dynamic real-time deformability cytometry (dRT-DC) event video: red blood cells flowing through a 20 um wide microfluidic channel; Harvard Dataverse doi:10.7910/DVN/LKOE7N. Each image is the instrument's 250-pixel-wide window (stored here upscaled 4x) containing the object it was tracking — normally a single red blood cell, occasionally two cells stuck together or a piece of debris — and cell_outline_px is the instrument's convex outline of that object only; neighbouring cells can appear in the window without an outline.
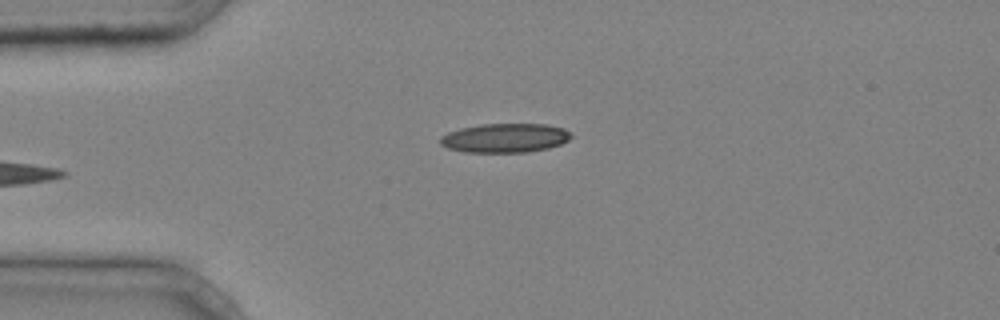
{"species": "common noctule bat (a hibernating species)", "species_latin": "Nyctalus noctula", "temperature_condition": "cold", "stored_images_in_passage": 33, "camera_frame_rate_fps": 3000, "um_per_image_px": 0.085, "animal": {"sex": "male", "body_mass_g": 20.4}, "frame": {"image": 1, "passage_image": 1, "time_ms": 0.0, "image_size_px": [1000, 320], "cell_outline_px": [[572, 136], [568, 140], [560, 144], [548, 148], [528, 152], [464, 152], [448, 148], [440, 144], [440, 136], [448, 132], [460, 128], [480, 124], [548, 124], [564, 128]], "centroid_in_image_um": [42.9, 11.72], "position_along_channel_um": 42.1, "area_um2": 22.25}}
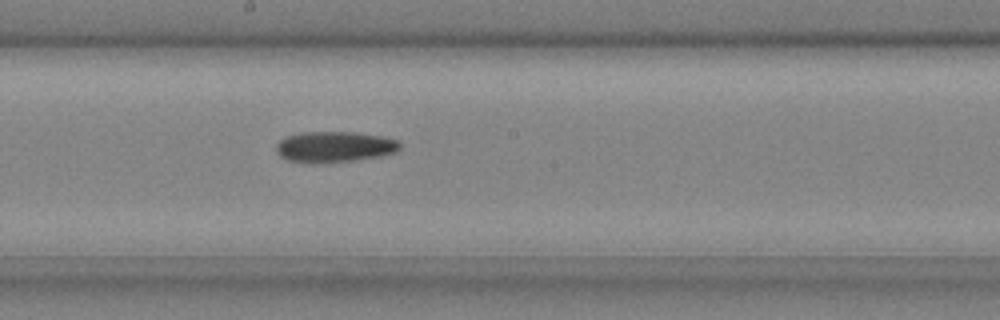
{"frame": {"image": 2, "passage_image": 15, "time_ms": 4.667, "image_size_px": [1000, 320], "cell_outline_px": [[400, 148], [396, 152], [380, 156], [360, 160], [316, 164], [312, 164], [288, 160], [280, 156], [276, 152], [276, 144], [280, 140], [288, 136], [300, 132], [356, 132], [384, 136], [400, 140]], "centroid_in_image_um": [28.45, 12.49], "position_along_channel_um": 219.7, "area_um2": 22.72}}
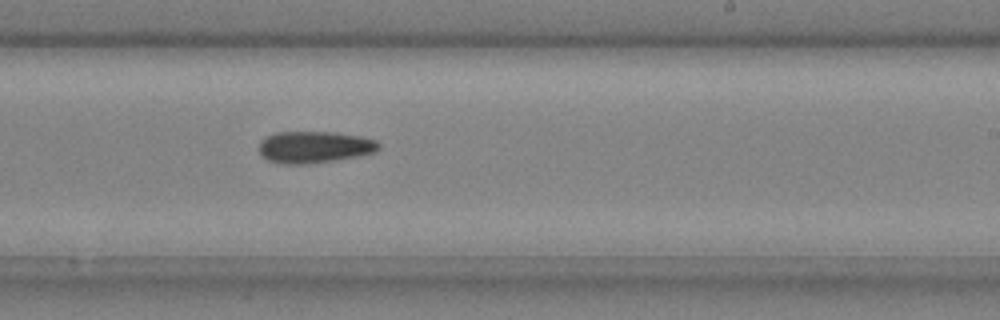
{"frame": {"image": 3, "passage_image": 18, "time_ms": 5.667, "image_size_px": [1000, 320], "cell_outline_px": [[380, 148], [376, 152], [360, 156], [336, 160], [308, 164], [284, 164], [268, 160], [260, 156], [260, 140], [264, 136], [276, 132], [332, 132], [360, 136], [376, 140], [380, 144]], "centroid_in_image_um": [26.72, 12.5], "position_along_channel_um": 262.3, "area_um2": 22.43}}